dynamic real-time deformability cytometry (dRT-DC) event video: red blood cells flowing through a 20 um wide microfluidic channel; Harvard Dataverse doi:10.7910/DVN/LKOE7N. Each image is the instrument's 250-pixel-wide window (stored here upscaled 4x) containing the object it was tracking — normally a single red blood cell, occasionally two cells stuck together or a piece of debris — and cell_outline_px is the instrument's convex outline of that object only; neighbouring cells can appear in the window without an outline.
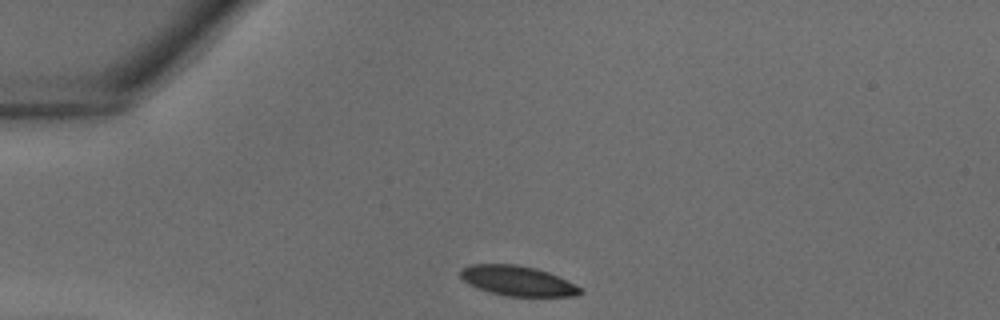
{"species": "common noctule bat (a hibernating species)", "species_latin": "Nyctalus noctula", "temperature_condition": "warm", "stored_images_in_passage": 30, "camera_frame_rate_fps": 3000, "um_per_image_px": 0.085, "animal": {"sex": "male", "body_mass_g": 18.8}, "frame": {"image": 1, "passage_image": 1, "time_ms": 0.0, "image_size_px": [1000, 320], "cell_outline_px": [[584, 292], [576, 296], [504, 296], [488, 292], [468, 284], [460, 276], [460, 268], [468, 264], [516, 264], [536, 268], [548, 272], [580, 288]], "centroid_in_image_um": [43.92, 23.87], "position_along_channel_um": 41.1, "area_um2": 20.87}}
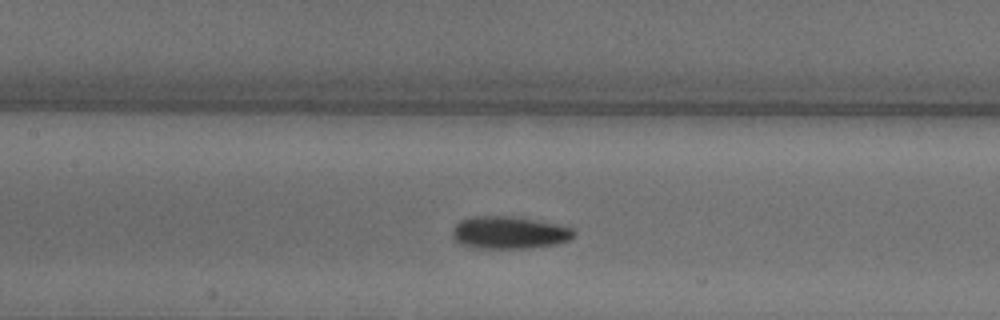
{"frame": {"image": 2, "passage_image": 10, "time_ms": 3.0, "image_size_px": [1000, 320], "cell_outline_px": [[576, 236], [568, 240], [556, 244], [532, 248], [472, 248], [460, 244], [452, 236], [452, 228], [460, 220], [468, 216], [512, 216], [560, 224], [572, 228], [576, 232]], "centroid_in_image_um": [43.28, 19.77], "position_along_channel_um": 164.1, "area_um2": 23.35}}
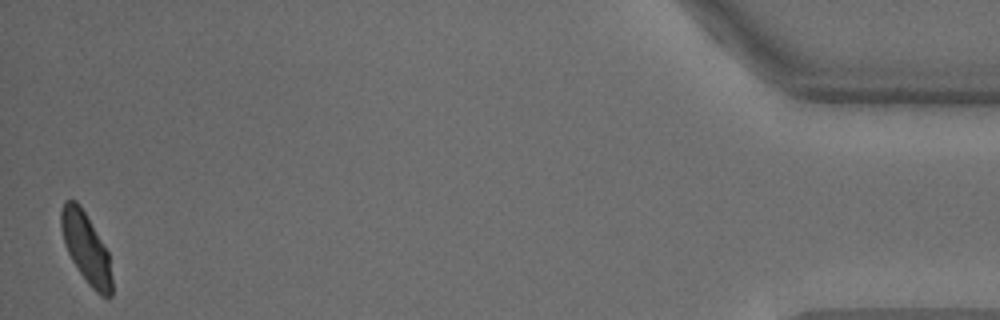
{"frame": {"image": 3, "passage_image": 30, "time_ms": 9.667, "image_size_px": [1000, 320], "cell_outline_px": [[112, 296], [108, 300], [100, 296], [88, 284], [72, 260], [64, 244], [60, 228], [60, 212], [64, 200], [76, 200], [80, 204], [108, 252], [112, 276]], "centroid_in_image_um": [7.31, 21.1], "position_along_channel_um": 427.9, "area_um2": 20.92}}